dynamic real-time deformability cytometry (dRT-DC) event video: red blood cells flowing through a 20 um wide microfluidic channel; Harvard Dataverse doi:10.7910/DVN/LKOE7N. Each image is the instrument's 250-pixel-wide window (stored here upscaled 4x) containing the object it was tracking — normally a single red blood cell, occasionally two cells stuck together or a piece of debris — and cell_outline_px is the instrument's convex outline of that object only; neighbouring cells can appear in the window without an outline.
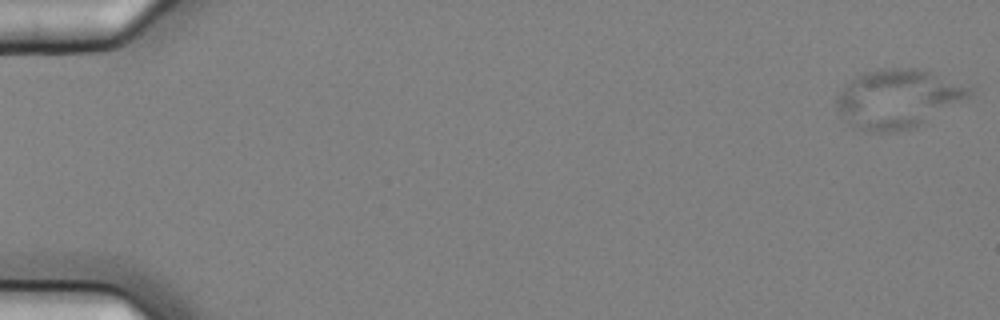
{"species": "common noctule bat (a hibernating species)", "species_latin": "Nyctalus noctula", "temperature_condition": "cold", "stored_images_in_passage": 6, "camera_frame_rate_fps": 3000, "um_per_image_px": 0.085, "animal": {"sex": "female", "body_mass_g": 25.1}, "frame": {"image": 1, "passage_image": 1, "time_ms": 0.0, "image_size_px": [1000, 320], "cell_outline_px": [[972, 92], [968, 96], [912, 128], [896, 132], [868, 132], [856, 128], [836, 108], [836, 96], [860, 72], [876, 68], [916, 68], [932, 72], [972, 88]], "centroid_in_image_um": [76.25, 8.36], "position_along_channel_um": 8.8, "area_um2": 44.56}}